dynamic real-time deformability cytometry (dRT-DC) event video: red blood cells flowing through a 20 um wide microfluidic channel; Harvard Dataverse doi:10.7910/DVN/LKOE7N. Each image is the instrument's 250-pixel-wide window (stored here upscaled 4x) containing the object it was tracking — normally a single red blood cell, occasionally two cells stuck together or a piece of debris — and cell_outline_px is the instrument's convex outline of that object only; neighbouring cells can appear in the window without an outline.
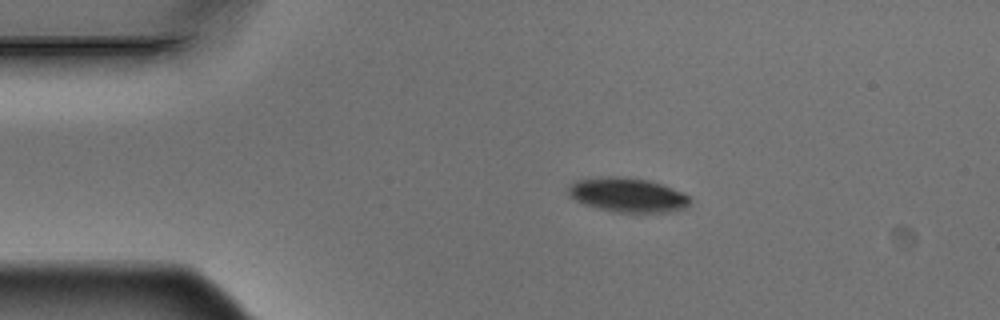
{"species": "Egyptian fruit bat (a non-hibernating species)", "species_latin": "Rousettus aegyptiacus", "temperature_condition": "warm", "stored_images_in_passage": 4, "camera_frame_rate_fps": 3000, "um_per_image_px": 0.085, "animal": {"sex": "male"}, "frame": {"image": 1, "passage_image": 3, "time_ms": 0.667, "image_size_px": [1000, 320], "cell_outline_px": [[692, 200], [684, 208], [672, 212], [616, 212], [584, 204], [568, 196], [568, 184], [576, 180], [604, 176], [612, 176], [648, 180], [672, 188], [688, 196]], "centroid_in_image_um": [53.31, 16.57], "position_along_channel_um": 31.7, "area_um2": 24.16}}